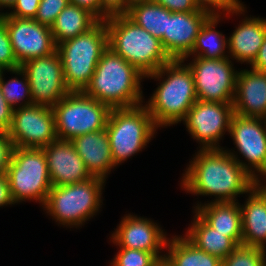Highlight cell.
Masks as SVG:
<instances>
[{
  "mask_svg": "<svg viewBox=\"0 0 266 266\" xmlns=\"http://www.w3.org/2000/svg\"><path fill=\"white\" fill-rule=\"evenodd\" d=\"M199 149L186 167L181 188L196 196H214L213 202H235L258 183L225 150Z\"/></svg>",
  "mask_w": 266,
  "mask_h": 266,
  "instance_id": "6da1fadb",
  "label": "cell"
},
{
  "mask_svg": "<svg viewBox=\"0 0 266 266\" xmlns=\"http://www.w3.org/2000/svg\"><path fill=\"white\" fill-rule=\"evenodd\" d=\"M145 77L160 81L147 104H144L155 125L162 128L181 123L198 100L189 66L183 60H171Z\"/></svg>",
  "mask_w": 266,
  "mask_h": 266,
  "instance_id": "7a4b0ae2",
  "label": "cell"
},
{
  "mask_svg": "<svg viewBox=\"0 0 266 266\" xmlns=\"http://www.w3.org/2000/svg\"><path fill=\"white\" fill-rule=\"evenodd\" d=\"M145 78L136 67L108 47L83 92L111 109L134 107L144 103L141 82Z\"/></svg>",
  "mask_w": 266,
  "mask_h": 266,
  "instance_id": "3957f363",
  "label": "cell"
},
{
  "mask_svg": "<svg viewBox=\"0 0 266 266\" xmlns=\"http://www.w3.org/2000/svg\"><path fill=\"white\" fill-rule=\"evenodd\" d=\"M108 47L143 75L156 72L171 61L161 41L138 26L126 14L106 20Z\"/></svg>",
  "mask_w": 266,
  "mask_h": 266,
  "instance_id": "277c9868",
  "label": "cell"
},
{
  "mask_svg": "<svg viewBox=\"0 0 266 266\" xmlns=\"http://www.w3.org/2000/svg\"><path fill=\"white\" fill-rule=\"evenodd\" d=\"M108 49L106 21H99L89 31L57 45L63 65L64 80L69 91H84L95 68Z\"/></svg>",
  "mask_w": 266,
  "mask_h": 266,
  "instance_id": "5b68a950",
  "label": "cell"
},
{
  "mask_svg": "<svg viewBox=\"0 0 266 266\" xmlns=\"http://www.w3.org/2000/svg\"><path fill=\"white\" fill-rule=\"evenodd\" d=\"M105 182L93 176L70 185L52 186L43 209L58 225L80 227L99 212Z\"/></svg>",
  "mask_w": 266,
  "mask_h": 266,
  "instance_id": "8992f818",
  "label": "cell"
},
{
  "mask_svg": "<svg viewBox=\"0 0 266 266\" xmlns=\"http://www.w3.org/2000/svg\"><path fill=\"white\" fill-rule=\"evenodd\" d=\"M157 129L143 104L111 109L105 130L114 164L118 167L129 157L142 151L157 133Z\"/></svg>",
  "mask_w": 266,
  "mask_h": 266,
  "instance_id": "52a82bcc",
  "label": "cell"
},
{
  "mask_svg": "<svg viewBox=\"0 0 266 266\" xmlns=\"http://www.w3.org/2000/svg\"><path fill=\"white\" fill-rule=\"evenodd\" d=\"M53 111L57 138L71 141L77 136L104 130L111 108L83 91H70Z\"/></svg>",
  "mask_w": 266,
  "mask_h": 266,
  "instance_id": "ba28073f",
  "label": "cell"
},
{
  "mask_svg": "<svg viewBox=\"0 0 266 266\" xmlns=\"http://www.w3.org/2000/svg\"><path fill=\"white\" fill-rule=\"evenodd\" d=\"M6 174L16 204L35 200L43 207L52 187L43 149L15 147Z\"/></svg>",
  "mask_w": 266,
  "mask_h": 266,
  "instance_id": "9c48e42d",
  "label": "cell"
},
{
  "mask_svg": "<svg viewBox=\"0 0 266 266\" xmlns=\"http://www.w3.org/2000/svg\"><path fill=\"white\" fill-rule=\"evenodd\" d=\"M229 134L233 144L245 161L231 150L225 149L254 179L261 183L266 180V120L245 117L234 113ZM248 163V164H247ZM258 173V174H257ZM265 176V177H264Z\"/></svg>",
  "mask_w": 266,
  "mask_h": 266,
  "instance_id": "30bf717a",
  "label": "cell"
},
{
  "mask_svg": "<svg viewBox=\"0 0 266 266\" xmlns=\"http://www.w3.org/2000/svg\"><path fill=\"white\" fill-rule=\"evenodd\" d=\"M192 58L187 65L193 73L197 99L233 103L239 71L233 67L231 58Z\"/></svg>",
  "mask_w": 266,
  "mask_h": 266,
  "instance_id": "8fae6325",
  "label": "cell"
},
{
  "mask_svg": "<svg viewBox=\"0 0 266 266\" xmlns=\"http://www.w3.org/2000/svg\"><path fill=\"white\" fill-rule=\"evenodd\" d=\"M234 115L232 103L197 100L189 109L183 124L200 149H221L220 140L229 132Z\"/></svg>",
  "mask_w": 266,
  "mask_h": 266,
  "instance_id": "7c38bea8",
  "label": "cell"
},
{
  "mask_svg": "<svg viewBox=\"0 0 266 266\" xmlns=\"http://www.w3.org/2000/svg\"><path fill=\"white\" fill-rule=\"evenodd\" d=\"M8 135L15 147H46L58 139L53 108L35 104L16 107Z\"/></svg>",
  "mask_w": 266,
  "mask_h": 266,
  "instance_id": "4fadbf2b",
  "label": "cell"
},
{
  "mask_svg": "<svg viewBox=\"0 0 266 266\" xmlns=\"http://www.w3.org/2000/svg\"><path fill=\"white\" fill-rule=\"evenodd\" d=\"M20 68L28 77L35 105L53 108L70 92L65 84L63 65L57 50L50 55L27 60Z\"/></svg>",
  "mask_w": 266,
  "mask_h": 266,
  "instance_id": "5bb4252c",
  "label": "cell"
},
{
  "mask_svg": "<svg viewBox=\"0 0 266 266\" xmlns=\"http://www.w3.org/2000/svg\"><path fill=\"white\" fill-rule=\"evenodd\" d=\"M4 22L18 63L50 55L57 50L50 27L32 18L4 16Z\"/></svg>",
  "mask_w": 266,
  "mask_h": 266,
  "instance_id": "9a60e30c",
  "label": "cell"
},
{
  "mask_svg": "<svg viewBox=\"0 0 266 266\" xmlns=\"http://www.w3.org/2000/svg\"><path fill=\"white\" fill-rule=\"evenodd\" d=\"M210 17L202 10L170 12L167 9V33L160 41L171 60H183L190 54L201 27Z\"/></svg>",
  "mask_w": 266,
  "mask_h": 266,
  "instance_id": "2e32d148",
  "label": "cell"
},
{
  "mask_svg": "<svg viewBox=\"0 0 266 266\" xmlns=\"http://www.w3.org/2000/svg\"><path fill=\"white\" fill-rule=\"evenodd\" d=\"M110 238L116 246L146 252H162L168 240L157 223L135 214L124 215Z\"/></svg>",
  "mask_w": 266,
  "mask_h": 266,
  "instance_id": "e0dca14e",
  "label": "cell"
},
{
  "mask_svg": "<svg viewBox=\"0 0 266 266\" xmlns=\"http://www.w3.org/2000/svg\"><path fill=\"white\" fill-rule=\"evenodd\" d=\"M42 149L52 186L70 185L93 177L71 141L57 139Z\"/></svg>",
  "mask_w": 266,
  "mask_h": 266,
  "instance_id": "ac0fdd59",
  "label": "cell"
},
{
  "mask_svg": "<svg viewBox=\"0 0 266 266\" xmlns=\"http://www.w3.org/2000/svg\"><path fill=\"white\" fill-rule=\"evenodd\" d=\"M234 113L245 117L266 118V73L250 68L239 70L235 95Z\"/></svg>",
  "mask_w": 266,
  "mask_h": 266,
  "instance_id": "d6986e66",
  "label": "cell"
},
{
  "mask_svg": "<svg viewBox=\"0 0 266 266\" xmlns=\"http://www.w3.org/2000/svg\"><path fill=\"white\" fill-rule=\"evenodd\" d=\"M266 181L257 183L250 191L242 214V244L266 249Z\"/></svg>",
  "mask_w": 266,
  "mask_h": 266,
  "instance_id": "ffe728a7",
  "label": "cell"
},
{
  "mask_svg": "<svg viewBox=\"0 0 266 266\" xmlns=\"http://www.w3.org/2000/svg\"><path fill=\"white\" fill-rule=\"evenodd\" d=\"M71 143L92 176L106 180L111 170L116 167L105 129L77 136Z\"/></svg>",
  "mask_w": 266,
  "mask_h": 266,
  "instance_id": "44dd1931",
  "label": "cell"
},
{
  "mask_svg": "<svg viewBox=\"0 0 266 266\" xmlns=\"http://www.w3.org/2000/svg\"><path fill=\"white\" fill-rule=\"evenodd\" d=\"M228 37V54L236 62L252 64L266 35V19L245 17Z\"/></svg>",
  "mask_w": 266,
  "mask_h": 266,
  "instance_id": "7402d4cb",
  "label": "cell"
},
{
  "mask_svg": "<svg viewBox=\"0 0 266 266\" xmlns=\"http://www.w3.org/2000/svg\"><path fill=\"white\" fill-rule=\"evenodd\" d=\"M197 203L194 211L213 229L230 237L237 245L242 244V214L240 203Z\"/></svg>",
  "mask_w": 266,
  "mask_h": 266,
  "instance_id": "603a6c76",
  "label": "cell"
},
{
  "mask_svg": "<svg viewBox=\"0 0 266 266\" xmlns=\"http://www.w3.org/2000/svg\"><path fill=\"white\" fill-rule=\"evenodd\" d=\"M191 226L185 237L198 249L210 255L225 259L238 245L230 238L209 226L195 211Z\"/></svg>",
  "mask_w": 266,
  "mask_h": 266,
  "instance_id": "cb8c5ba5",
  "label": "cell"
},
{
  "mask_svg": "<svg viewBox=\"0 0 266 266\" xmlns=\"http://www.w3.org/2000/svg\"><path fill=\"white\" fill-rule=\"evenodd\" d=\"M99 20L87 10L68 4L50 27L55 44L74 38L93 28Z\"/></svg>",
  "mask_w": 266,
  "mask_h": 266,
  "instance_id": "d4e9b609",
  "label": "cell"
},
{
  "mask_svg": "<svg viewBox=\"0 0 266 266\" xmlns=\"http://www.w3.org/2000/svg\"><path fill=\"white\" fill-rule=\"evenodd\" d=\"M164 261L169 266H221V260L198 249L185 236L168 238Z\"/></svg>",
  "mask_w": 266,
  "mask_h": 266,
  "instance_id": "484cf974",
  "label": "cell"
},
{
  "mask_svg": "<svg viewBox=\"0 0 266 266\" xmlns=\"http://www.w3.org/2000/svg\"><path fill=\"white\" fill-rule=\"evenodd\" d=\"M222 18L221 16H211L204 23L196 37L194 47L183 61H187L191 56L206 59H222L229 57L227 54L228 51L225 50L226 48L228 49V38L216 30V26Z\"/></svg>",
  "mask_w": 266,
  "mask_h": 266,
  "instance_id": "4316f807",
  "label": "cell"
},
{
  "mask_svg": "<svg viewBox=\"0 0 266 266\" xmlns=\"http://www.w3.org/2000/svg\"><path fill=\"white\" fill-rule=\"evenodd\" d=\"M126 15L159 40L167 33V9L154 1L134 4Z\"/></svg>",
  "mask_w": 266,
  "mask_h": 266,
  "instance_id": "83f0119b",
  "label": "cell"
},
{
  "mask_svg": "<svg viewBox=\"0 0 266 266\" xmlns=\"http://www.w3.org/2000/svg\"><path fill=\"white\" fill-rule=\"evenodd\" d=\"M4 72L5 70H0V89L7 103L14 109L17 105L23 107L33 104L26 73L21 68L10 70V73L19 76L21 80L14 77L5 81Z\"/></svg>",
  "mask_w": 266,
  "mask_h": 266,
  "instance_id": "f1b7e54d",
  "label": "cell"
},
{
  "mask_svg": "<svg viewBox=\"0 0 266 266\" xmlns=\"http://www.w3.org/2000/svg\"><path fill=\"white\" fill-rule=\"evenodd\" d=\"M221 266H266V249L238 245L225 259L221 260Z\"/></svg>",
  "mask_w": 266,
  "mask_h": 266,
  "instance_id": "f546056e",
  "label": "cell"
},
{
  "mask_svg": "<svg viewBox=\"0 0 266 266\" xmlns=\"http://www.w3.org/2000/svg\"><path fill=\"white\" fill-rule=\"evenodd\" d=\"M119 248L110 266H156L165 257L161 252Z\"/></svg>",
  "mask_w": 266,
  "mask_h": 266,
  "instance_id": "4dcf8cb0",
  "label": "cell"
},
{
  "mask_svg": "<svg viewBox=\"0 0 266 266\" xmlns=\"http://www.w3.org/2000/svg\"><path fill=\"white\" fill-rule=\"evenodd\" d=\"M194 2L199 10L209 13L211 16L223 14V17L229 15L230 18V15L234 14L236 16L243 14L244 16L245 11H247L240 0H194Z\"/></svg>",
  "mask_w": 266,
  "mask_h": 266,
  "instance_id": "1f68e13d",
  "label": "cell"
},
{
  "mask_svg": "<svg viewBox=\"0 0 266 266\" xmlns=\"http://www.w3.org/2000/svg\"><path fill=\"white\" fill-rule=\"evenodd\" d=\"M20 66L15 57L6 23L4 22V15L2 14L0 16V70L9 72L20 68Z\"/></svg>",
  "mask_w": 266,
  "mask_h": 266,
  "instance_id": "d6a6232c",
  "label": "cell"
},
{
  "mask_svg": "<svg viewBox=\"0 0 266 266\" xmlns=\"http://www.w3.org/2000/svg\"><path fill=\"white\" fill-rule=\"evenodd\" d=\"M69 4V0H41L34 20L51 27L59 13Z\"/></svg>",
  "mask_w": 266,
  "mask_h": 266,
  "instance_id": "836d02e7",
  "label": "cell"
},
{
  "mask_svg": "<svg viewBox=\"0 0 266 266\" xmlns=\"http://www.w3.org/2000/svg\"><path fill=\"white\" fill-rule=\"evenodd\" d=\"M41 0H16L10 12L3 13L4 16L18 17V18H32L37 14L38 7Z\"/></svg>",
  "mask_w": 266,
  "mask_h": 266,
  "instance_id": "e575fe53",
  "label": "cell"
},
{
  "mask_svg": "<svg viewBox=\"0 0 266 266\" xmlns=\"http://www.w3.org/2000/svg\"><path fill=\"white\" fill-rule=\"evenodd\" d=\"M14 149V142L9 137L8 132H0V175L7 173Z\"/></svg>",
  "mask_w": 266,
  "mask_h": 266,
  "instance_id": "d590c367",
  "label": "cell"
},
{
  "mask_svg": "<svg viewBox=\"0 0 266 266\" xmlns=\"http://www.w3.org/2000/svg\"><path fill=\"white\" fill-rule=\"evenodd\" d=\"M101 21L115 15H124L129 11L127 0H100Z\"/></svg>",
  "mask_w": 266,
  "mask_h": 266,
  "instance_id": "8d00e7d4",
  "label": "cell"
},
{
  "mask_svg": "<svg viewBox=\"0 0 266 266\" xmlns=\"http://www.w3.org/2000/svg\"><path fill=\"white\" fill-rule=\"evenodd\" d=\"M170 12H192L199 10L194 0H153Z\"/></svg>",
  "mask_w": 266,
  "mask_h": 266,
  "instance_id": "74e56055",
  "label": "cell"
},
{
  "mask_svg": "<svg viewBox=\"0 0 266 266\" xmlns=\"http://www.w3.org/2000/svg\"><path fill=\"white\" fill-rule=\"evenodd\" d=\"M14 108H12L5 100L0 89V132H8L13 117Z\"/></svg>",
  "mask_w": 266,
  "mask_h": 266,
  "instance_id": "f35d334b",
  "label": "cell"
},
{
  "mask_svg": "<svg viewBox=\"0 0 266 266\" xmlns=\"http://www.w3.org/2000/svg\"><path fill=\"white\" fill-rule=\"evenodd\" d=\"M16 204L12 198L7 174L0 175V207Z\"/></svg>",
  "mask_w": 266,
  "mask_h": 266,
  "instance_id": "ab89813d",
  "label": "cell"
},
{
  "mask_svg": "<svg viewBox=\"0 0 266 266\" xmlns=\"http://www.w3.org/2000/svg\"><path fill=\"white\" fill-rule=\"evenodd\" d=\"M70 4H74L93 14L101 21V4L100 0H69Z\"/></svg>",
  "mask_w": 266,
  "mask_h": 266,
  "instance_id": "60d3db41",
  "label": "cell"
},
{
  "mask_svg": "<svg viewBox=\"0 0 266 266\" xmlns=\"http://www.w3.org/2000/svg\"><path fill=\"white\" fill-rule=\"evenodd\" d=\"M250 68L259 72L266 73V35L259 49L258 55L254 62L250 65Z\"/></svg>",
  "mask_w": 266,
  "mask_h": 266,
  "instance_id": "b9f144b4",
  "label": "cell"
},
{
  "mask_svg": "<svg viewBox=\"0 0 266 266\" xmlns=\"http://www.w3.org/2000/svg\"><path fill=\"white\" fill-rule=\"evenodd\" d=\"M15 2L16 0H0V9H3V7L10 9Z\"/></svg>",
  "mask_w": 266,
  "mask_h": 266,
  "instance_id": "7bdbcfd3",
  "label": "cell"
},
{
  "mask_svg": "<svg viewBox=\"0 0 266 266\" xmlns=\"http://www.w3.org/2000/svg\"><path fill=\"white\" fill-rule=\"evenodd\" d=\"M151 1H153V0H127L129 7H131L134 4L144 3V2H151Z\"/></svg>",
  "mask_w": 266,
  "mask_h": 266,
  "instance_id": "ee69618b",
  "label": "cell"
},
{
  "mask_svg": "<svg viewBox=\"0 0 266 266\" xmlns=\"http://www.w3.org/2000/svg\"><path fill=\"white\" fill-rule=\"evenodd\" d=\"M156 266H169L164 260H161L157 263Z\"/></svg>",
  "mask_w": 266,
  "mask_h": 266,
  "instance_id": "f6af8a7d",
  "label": "cell"
}]
</instances>
